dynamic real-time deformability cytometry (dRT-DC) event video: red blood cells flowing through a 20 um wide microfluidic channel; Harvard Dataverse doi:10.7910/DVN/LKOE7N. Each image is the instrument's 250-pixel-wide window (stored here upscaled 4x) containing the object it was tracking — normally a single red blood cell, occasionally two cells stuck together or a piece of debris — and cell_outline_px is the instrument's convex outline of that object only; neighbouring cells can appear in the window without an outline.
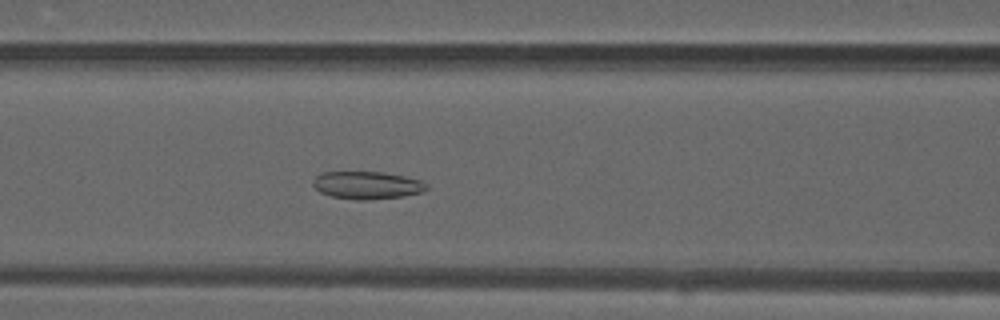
{"species": "common noctule bat (a hibernating species)", "species_latin": "Nyctalus noctula", "temperature_condition": "warm", "stored_images_in_passage": 47, "camera_frame_rate_fps": 3000, "um_per_image_px": 0.085, "animal": {"sex": "male", "forearm_length_mm": 52.5}, "frame": {"image": 1, "passage_image": 19, "time_ms": 6.0, "image_size_px": [1000, 320], "cell_outline_px": [[428, 188], [424, 192], [404, 196], [364, 200], [356, 200], [332, 196], [320, 192], [312, 184], [312, 180], [320, 172], [380, 172], [404, 176], [420, 180], [428, 184]], "centroid_in_image_um": [31.2, 15.74], "position_along_channel_um": 135.4, "area_um2": 18.32}}
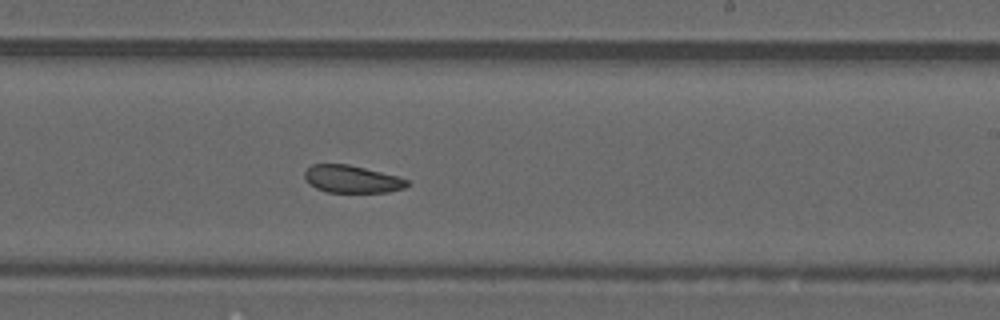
{"frame": {"image": 2, "passage_image": 28, "time_ms": 9.0, "image_size_px": [1000, 320], "cell_outline_px": [[408, 184], [404, 188], [388, 192], [328, 192], [316, 188], [308, 184], [304, 176], [304, 172], [312, 164], [348, 164], [396, 176], [408, 180]], "centroid_in_image_um": [29.87, 15.23], "position_along_channel_um": 259.1, "area_um2": 16.24}}
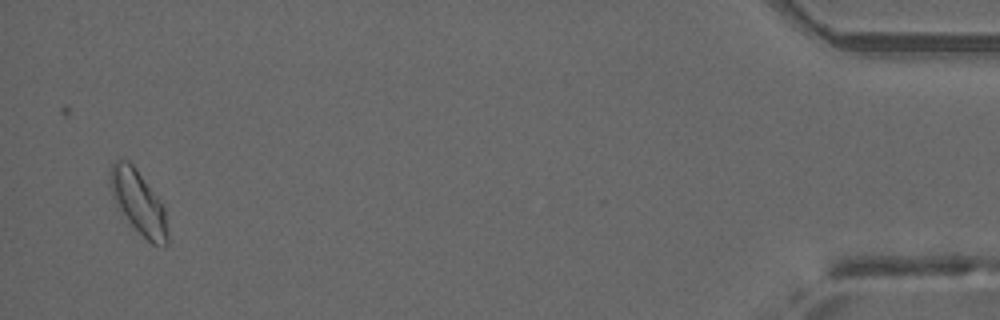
{"frame": {"image": 3, "passage_image": 46, "time_ms": 15.0, "image_size_px": [1000, 320], "cell_outline_px": [[168, 244], [164, 248], [152, 244], [116, 208], [108, 184], [108, 176], [112, 164], [116, 160], [128, 160], [132, 164], [156, 196], [164, 208], [168, 232]], "centroid_in_image_um": [11.73, 17.21], "position_along_channel_um": 423.5, "area_um2": 21.15}, "authors_computed_cell_mechanics": {"area_um2": 18.4382, "velocity_mm_per_s": 4.1359, "shape_relaxation_time_tau1_ms": null, "shape_relaxation_time_tau2_ms": 4.0405, "deformation_change_tau1": null, "deformation_change_tau2": 0.1035}}